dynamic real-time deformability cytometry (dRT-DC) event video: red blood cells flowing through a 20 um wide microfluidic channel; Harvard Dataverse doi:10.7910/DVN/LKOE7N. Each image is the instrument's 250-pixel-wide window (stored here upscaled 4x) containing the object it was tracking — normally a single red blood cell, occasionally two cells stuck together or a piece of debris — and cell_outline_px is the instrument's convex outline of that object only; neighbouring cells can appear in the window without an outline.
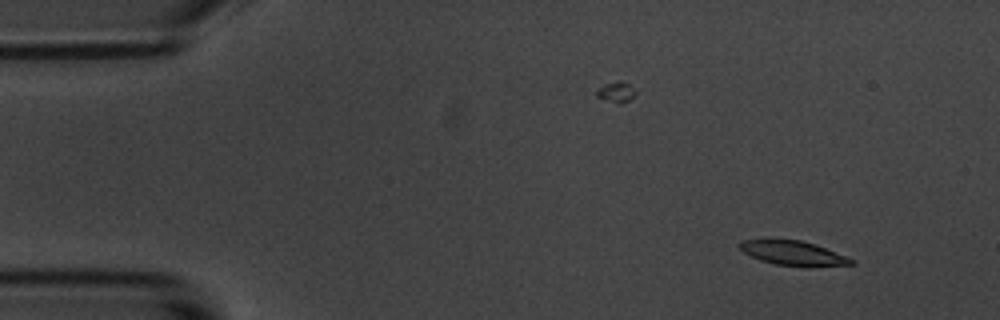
{"species": "common noctule bat (a hibernating species)", "species_latin": "Nyctalus noctula", "temperature_condition": "room temperature", "stored_images_in_passage": 5, "camera_frame_rate_fps": 3000, "um_per_image_px": 0.085, "animal": {"sex": "male", "body_mass_g": 20.1, "forearm_length_mm": 53.5}, "frame": {"image": 1, "passage_image": 2, "time_ms": 1.0, "image_size_px": [1000, 320], "cell_outline_px": [[856, 264], [812, 268], [808, 268], [776, 264], [760, 260], [744, 252], [736, 244], [740, 240], [764, 236], [772, 236], [800, 240], [824, 248], [844, 256], [852, 260]], "centroid_in_image_um": [67.29, 21.47], "position_along_channel_um": 17.7, "area_um2": 16.76}}
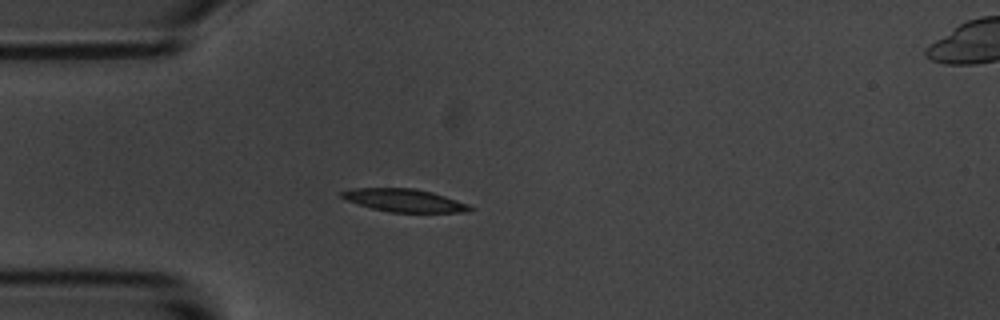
{"frame": {"image": 2, "passage_image": 5, "time_ms": 4.333, "image_size_px": [1000, 320], "cell_outline_px": [[476, 208], [468, 212], [388, 212], [372, 208], [348, 200], [340, 196], [340, 192], [352, 188], [416, 188], [432, 192], [468, 204]], "centroid_in_image_um": [34.39, 17.03], "position_along_channel_um": 50.6, "area_um2": 16.99}}